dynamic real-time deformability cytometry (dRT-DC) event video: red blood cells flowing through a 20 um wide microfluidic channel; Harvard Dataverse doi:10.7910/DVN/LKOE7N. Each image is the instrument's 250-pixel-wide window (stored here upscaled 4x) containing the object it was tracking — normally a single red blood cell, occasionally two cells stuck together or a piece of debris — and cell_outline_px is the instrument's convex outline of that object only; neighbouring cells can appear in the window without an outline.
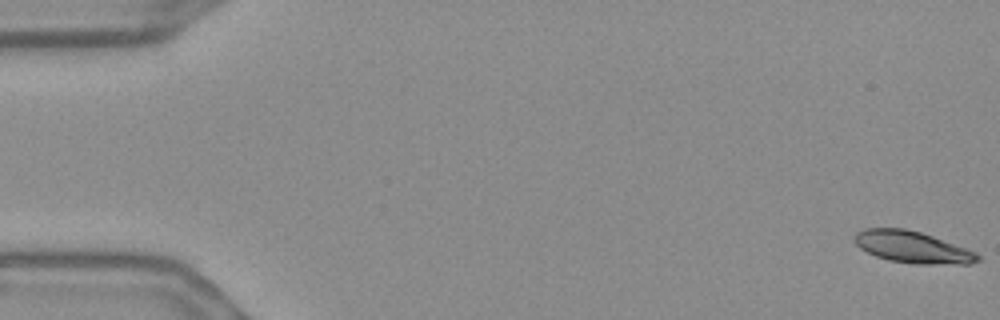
{"species": "Egyptian fruit bat (a non-hibernating species)", "species_latin": "Rousettus aegyptiacus", "temperature_condition": "warm", "stored_images_in_passage": 57, "camera_frame_rate_fps": 3000, "um_per_image_px": 0.085, "frame": {"image": 1, "passage_image": 1, "time_ms": 0.0, "image_size_px": [1000, 320], "cell_outline_px": [[980, 260], [972, 264], [912, 264], [888, 260], [876, 256], [860, 248], [852, 240], [852, 236], [856, 232], [864, 228], [904, 228], [920, 232], [932, 236], [976, 252], [980, 256]], "centroid_in_image_um": [77.52, 21.01], "position_along_channel_um": 7.5, "area_um2": 22.89}}
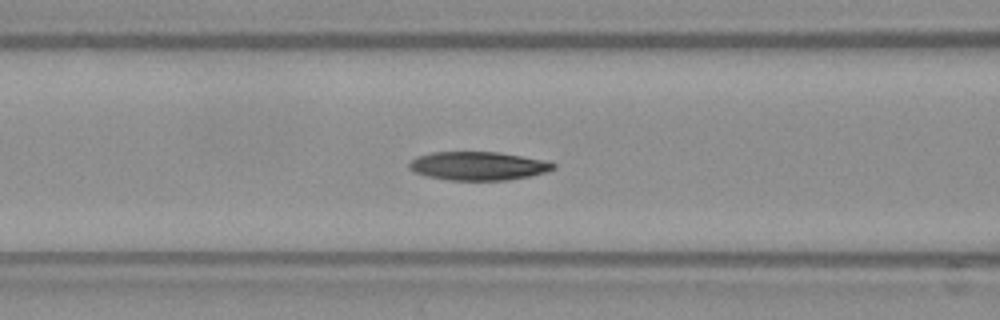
{"frame": {"image": 2, "passage_image": 23, "time_ms": 7.333, "image_size_px": [1000, 320], "cell_outline_px": [[556, 168], [544, 172], [528, 176], [508, 180], [448, 180], [428, 176], [416, 172], [408, 168], [408, 164], [416, 156], [432, 152], [496, 152], [544, 160], [556, 164]], "centroid_in_image_um": [40.61, 14.1], "position_along_channel_um": 126.0, "area_um2": 23.76}}
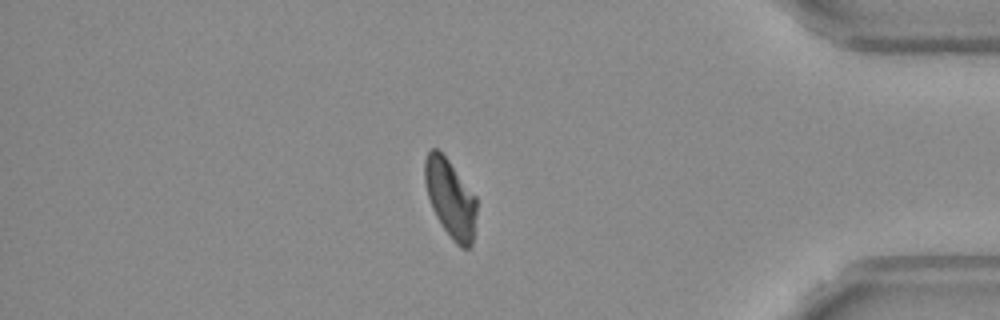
{"frame": {"image": 3, "passage_image": 48, "time_ms": 15.667, "image_size_px": [1000, 320], "cell_outline_px": [[476, 212], [472, 244], [468, 248], [460, 248], [452, 240], [436, 216], [432, 208], [424, 184], [424, 160], [428, 152], [432, 148], [436, 148], [448, 160], [476, 196]], "centroid_in_image_um": [38.27, 16.86], "position_along_channel_um": 396.9, "area_um2": 23.47}, "authors_computed_cell_mechanics": {"area_um2": 23.9292, "velocity_mm_per_s": 3.6538, "shape_relaxation_time_tau1_ms": 8.7982, "shape_relaxation_time_tau2_ms": 5.9744, "deformation_change_tau1": 0.2191, "deformation_change_tau2": 0.1083}}